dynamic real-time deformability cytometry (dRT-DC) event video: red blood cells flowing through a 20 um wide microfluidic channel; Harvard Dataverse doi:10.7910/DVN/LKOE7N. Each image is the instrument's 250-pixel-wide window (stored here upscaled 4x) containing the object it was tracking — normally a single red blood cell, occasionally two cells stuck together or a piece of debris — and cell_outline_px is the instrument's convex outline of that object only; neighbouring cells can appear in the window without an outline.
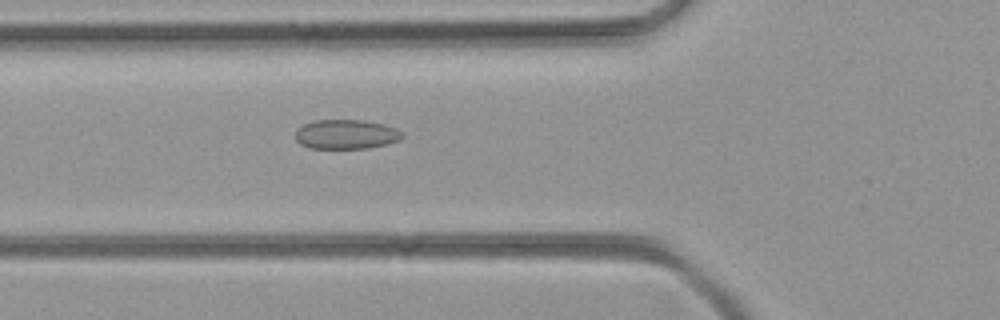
{"species": "common noctule bat (a hibernating species)", "species_latin": "Nyctalus noctula", "temperature_condition": "room temperature", "stored_images_in_passage": 50, "camera_frame_rate_fps": 3000, "um_per_image_px": 0.085, "animal": {"sex": "female", "body_mass_g": 21.9}, "frame": {"image": 1, "passage_image": 18, "time_ms": 5.667, "image_size_px": [1000, 320], "cell_outline_px": [[404, 136], [400, 140], [388, 144], [368, 148], [308, 148], [300, 144], [296, 140], [296, 128], [312, 120], [364, 120], [384, 124], [396, 128], [404, 132]], "centroid_in_image_um": [29.44, 11.41], "position_along_channel_um": 96.4, "area_um2": 18.61}}
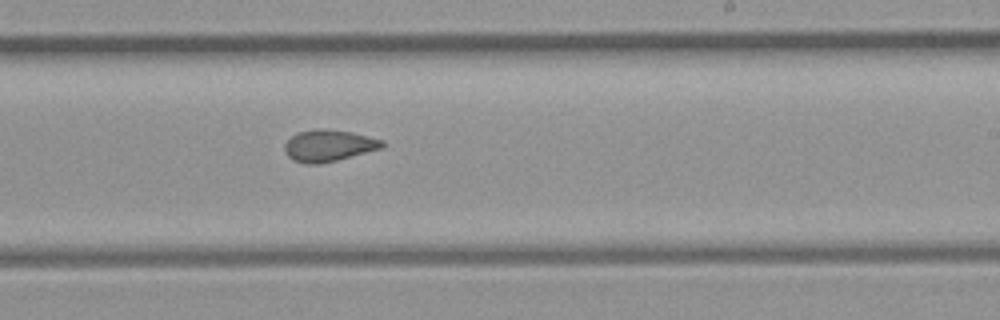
{"frame": {"image": 2, "passage_image": 30, "time_ms": 9.667, "image_size_px": [1000, 320], "cell_outline_px": [[384, 144], [380, 148], [336, 160], [320, 164], [304, 164], [292, 160], [284, 152], [284, 144], [296, 132], [316, 128], [320, 128], [352, 132], [384, 140]], "centroid_in_image_um": [27.87, 12.37], "position_along_channel_um": 261.1, "area_um2": 17.98}}
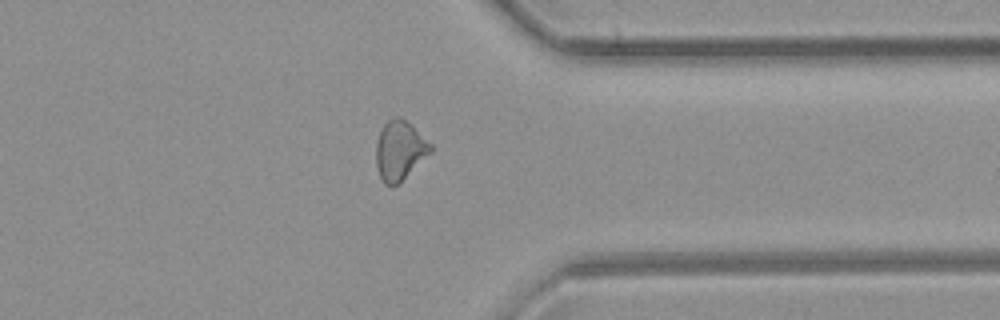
{"frame": {"image": 3, "passage_image": 39, "time_ms": 12.667, "image_size_px": [1000, 320], "cell_outline_px": [[432, 152], [400, 184], [384, 184], [376, 168], [376, 144], [380, 132], [384, 124], [392, 116], [400, 116], [432, 144]], "centroid_in_image_um": [33.98, 12.8], "position_along_channel_um": 377.4, "area_um2": 18.9}}